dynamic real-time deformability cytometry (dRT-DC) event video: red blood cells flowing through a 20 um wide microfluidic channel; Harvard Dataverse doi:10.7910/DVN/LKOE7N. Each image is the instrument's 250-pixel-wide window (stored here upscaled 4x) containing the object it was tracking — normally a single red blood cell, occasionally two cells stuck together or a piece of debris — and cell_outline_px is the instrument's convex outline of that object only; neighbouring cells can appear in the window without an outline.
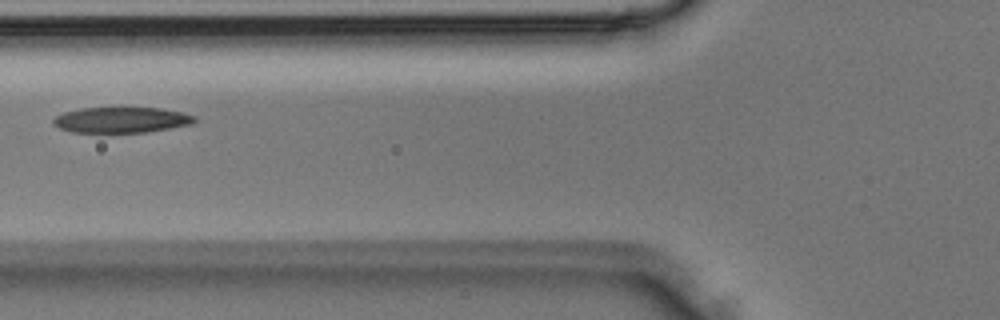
{"species": "Egyptian fruit bat (a non-hibernating species)", "species_latin": "Rousettus aegyptiacus", "temperature_condition": "room temperature", "stored_images_in_passage": 2, "camera_frame_rate_fps": 3000, "um_per_image_px": 0.085, "animal": {"sex": "male"}, "frame": {"image": 1, "passage_image": 2, "time_ms": 0.333, "image_size_px": [1000, 320], "cell_outline_px": [[196, 120], [192, 124], [148, 132], [72, 132], [60, 128], [52, 124], [52, 120], [56, 116], [64, 112], [80, 108], [120, 104], [160, 108], [184, 112], [196, 116]], "centroid_in_image_um": [10.33, 10.13], "position_along_channel_um": 115.5, "area_um2": 22.31}}